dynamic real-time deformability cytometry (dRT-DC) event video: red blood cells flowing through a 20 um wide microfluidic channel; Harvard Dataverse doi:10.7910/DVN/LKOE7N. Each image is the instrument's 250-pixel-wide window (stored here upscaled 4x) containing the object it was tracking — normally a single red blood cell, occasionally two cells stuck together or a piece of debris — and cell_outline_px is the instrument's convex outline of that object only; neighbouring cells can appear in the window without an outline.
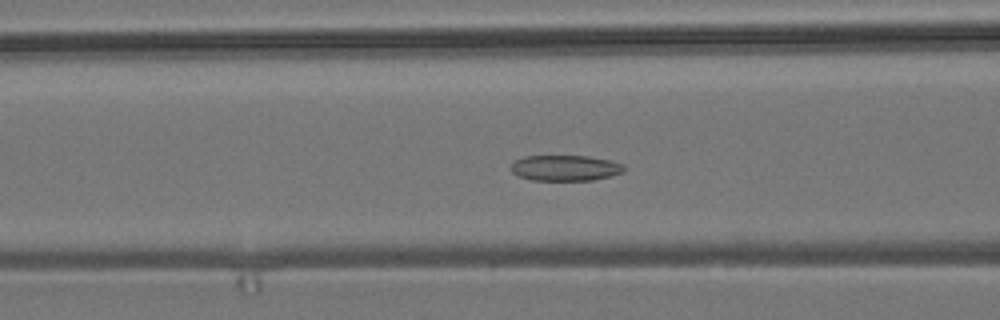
{"species": "common noctule bat (a hibernating species)", "species_latin": "Nyctalus noctula", "temperature_condition": "room temperature", "stored_images_in_passage": 56, "camera_frame_rate_fps": 3000, "um_per_image_px": 0.085, "animal": {"sex": "male", "body_mass_g": 19.2, "forearm_length_mm": 51.8}, "frame": {"image": 1, "passage_image": 22, "time_ms": 7.0, "image_size_px": [1000, 320], "cell_outline_px": [[624, 172], [612, 176], [592, 180], [532, 180], [520, 176], [512, 172], [512, 160], [524, 156], [588, 156], [612, 160], [624, 164]], "centroid_in_image_um": [48.07, 14.27], "position_along_channel_um": 118.5, "area_um2": 17.05}}
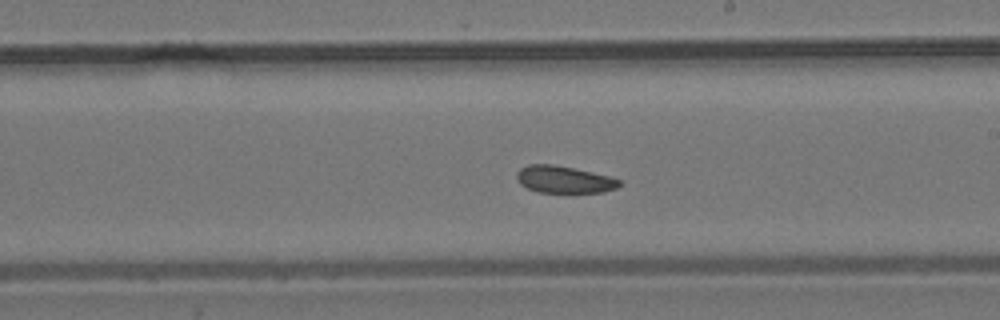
{"frame": {"image": 2, "passage_image": 32, "time_ms": 10.333, "image_size_px": [1000, 320], "cell_outline_px": [[620, 184], [616, 188], [604, 192], [572, 196], [536, 192], [520, 184], [516, 180], [516, 172], [520, 168], [528, 164], [552, 164], [592, 172], [608, 176], [620, 180]], "centroid_in_image_um": [47.92, 15.32], "position_along_channel_um": 241.1, "area_um2": 17.11}}
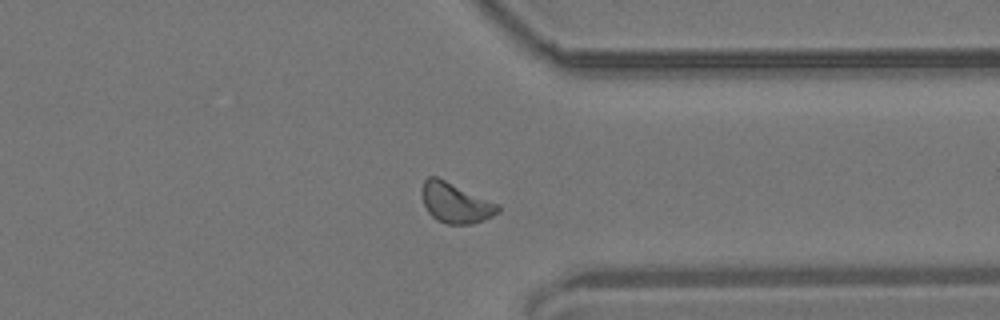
{"frame": {"image": 3, "passage_image": 43, "time_ms": 14.0, "image_size_px": [1000, 320], "cell_outline_px": [[500, 212], [492, 216], [472, 224], [448, 224], [436, 220], [428, 212], [424, 204], [420, 192], [420, 188], [424, 180], [428, 176], [436, 176], [500, 204]], "centroid_in_image_um": [38.7, 17.23], "position_along_channel_um": 372.7, "area_um2": 17.98}, "authors_computed_cell_mechanics": {"area_um2": 17.7157, "velocity_mm_per_s": 3.6644, "shape_relaxation_time_tau1_ms": 3.5774, "shape_relaxation_time_tau2_ms": 5.8462, "deformation_change_tau1": 0.0842, "deformation_change_tau2": 0.111}}